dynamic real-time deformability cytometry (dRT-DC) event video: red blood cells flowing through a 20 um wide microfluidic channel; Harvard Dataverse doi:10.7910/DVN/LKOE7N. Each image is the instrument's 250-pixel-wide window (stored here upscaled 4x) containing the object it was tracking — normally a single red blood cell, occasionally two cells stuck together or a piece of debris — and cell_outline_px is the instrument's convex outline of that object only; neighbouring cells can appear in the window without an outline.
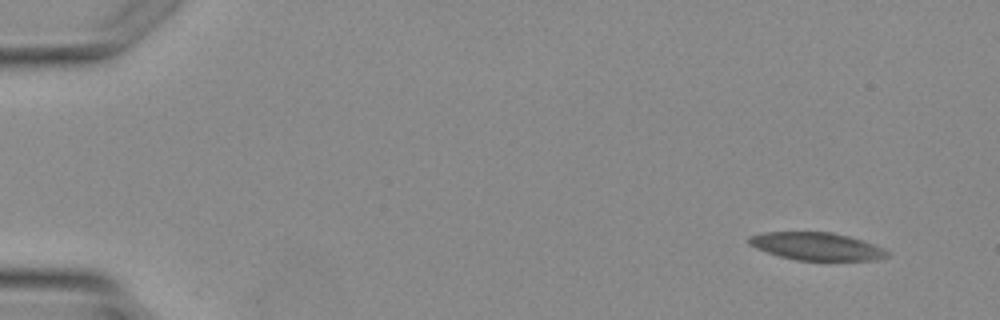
{"species": "Egyptian fruit bat (a non-hibernating species)", "species_latin": "Rousettus aegyptiacus", "temperature_condition": "warm", "stored_images_in_passage": 4, "camera_frame_rate_fps": 3000, "um_per_image_px": 0.085, "animal": {"sex": "female"}, "frame": {"image": 1, "passage_image": 1, "time_ms": 0.0, "image_size_px": [1000, 320], "cell_outline_px": [[888, 256], [876, 260], [796, 260], [780, 256], [756, 248], [748, 244], [748, 236], [764, 232], [832, 232], [848, 236], [884, 248], [888, 252]], "centroid_in_image_um": [69.38, 20.93], "position_along_channel_um": 15.6, "area_um2": 22.14}}
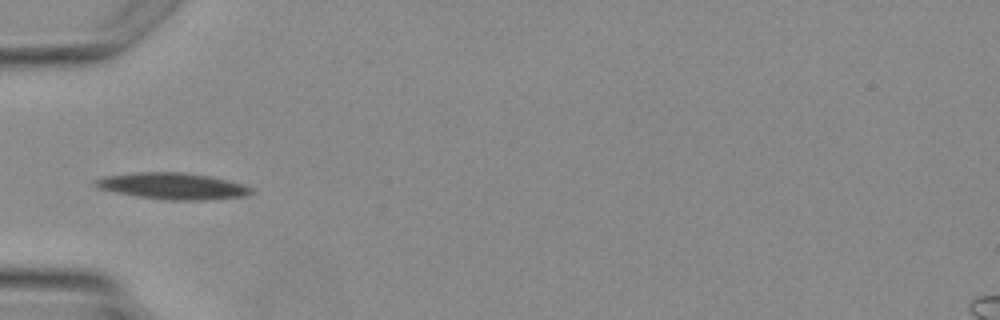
{"frame": {"image": 2, "passage_image": 4, "time_ms": 3.667, "image_size_px": [1000, 320], "cell_outline_px": [[256, 192], [244, 196], [204, 200], [168, 200], [136, 196], [96, 188], [92, 184], [92, 180], [104, 176], [136, 172], [184, 172], [212, 176], [244, 184], [252, 188]], "centroid_in_image_um": [14.66, 15.81], "position_along_channel_um": 70.3, "area_um2": 24.33}}